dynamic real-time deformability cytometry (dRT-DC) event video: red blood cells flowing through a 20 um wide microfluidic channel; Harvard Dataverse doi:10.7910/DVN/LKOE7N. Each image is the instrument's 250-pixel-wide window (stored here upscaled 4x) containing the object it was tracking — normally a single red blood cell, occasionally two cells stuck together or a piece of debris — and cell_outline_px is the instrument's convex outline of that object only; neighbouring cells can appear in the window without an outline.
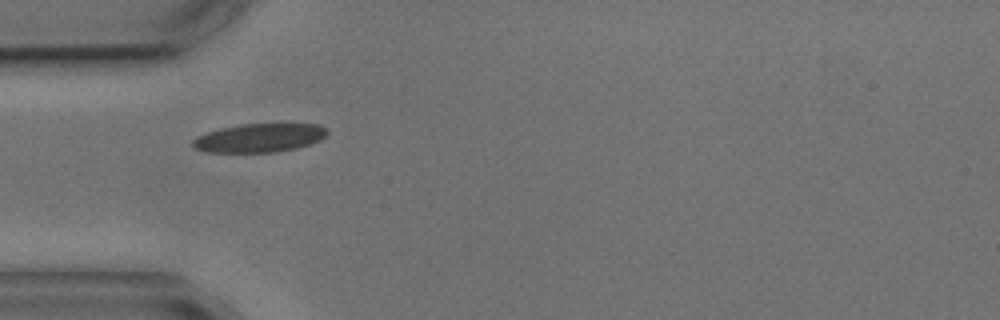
{"species": "common noctule bat (a hibernating species)", "species_latin": "Nyctalus noctula", "temperature_condition": "cold", "stored_images_in_passage": 4, "camera_frame_rate_fps": 3000, "um_per_image_px": 0.085, "animal": {"sex": "male", "body_mass_g": 17.9, "forearm_length_mm": 54.2}, "frame": {"image": 1, "passage_image": 3, "time_ms": 2.333, "image_size_px": [1000, 320], "cell_outline_px": [[328, 132], [320, 140], [296, 148], [276, 152], [208, 152], [196, 148], [192, 144], [192, 140], [196, 136], [220, 128], [240, 124], [316, 124], [328, 128]], "centroid_in_image_um": [22.04, 11.71], "position_along_channel_um": 63.0, "area_um2": 22.31}}